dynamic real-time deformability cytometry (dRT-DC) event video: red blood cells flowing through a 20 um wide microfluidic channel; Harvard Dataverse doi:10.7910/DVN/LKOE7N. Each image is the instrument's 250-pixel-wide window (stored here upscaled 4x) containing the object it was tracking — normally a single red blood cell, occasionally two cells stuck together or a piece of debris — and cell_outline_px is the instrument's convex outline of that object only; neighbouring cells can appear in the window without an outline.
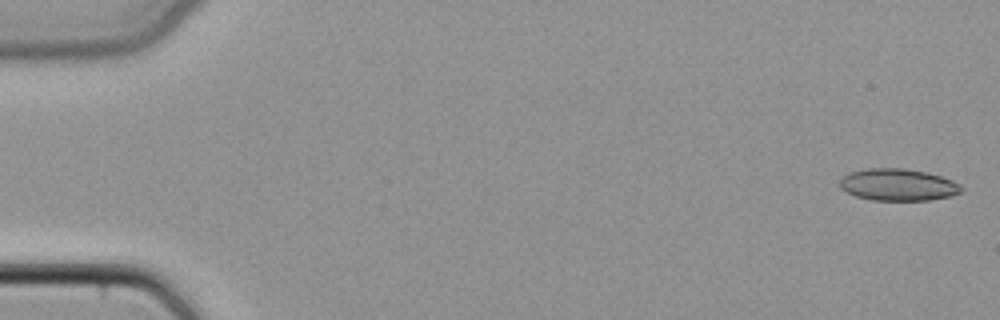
{"species": "common noctule bat (a hibernating species)", "species_latin": "Nyctalus noctula", "temperature_condition": "cold", "stored_images_in_passage": 16, "camera_frame_rate_fps": 3000, "um_per_image_px": 0.085, "animal": {"sex": "female", "body_mass_g": 22.7, "forearm_length_mm": 54.2}, "frame": {"image": 1, "passage_image": 1, "time_ms": 0.0, "image_size_px": [1000, 320], "cell_outline_px": [[964, 188], [960, 192], [952, 196], [928, 200], [872, 200], [856, 196], [840, 188], [840, 180], [848, 172], [864, 168], [904, 168], [928, 172], [952, 180], [960, 184]], "centroid_in_image_um": [76.34, 15.69], "position_along_channel_um": 8.7, "area_um2": 22.77}}
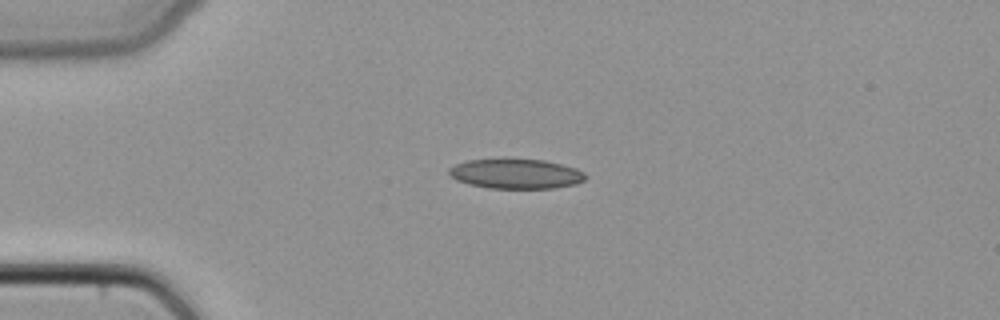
{"frame": {"image": 2, "passage_image": 12, "time_ms": 3.667, "image_size_px": [1000, 320], "cell_outline_px": [[588, 176], [584, 180], [576, 184], [556, 188], [488, 188], [468, 184], [456, 180], [448, 172], [448, 168], [456, 164], [468, 160], [504, 156], [512, 156], [544, 160], [576, 168], [584, 172]], "centroid_in_image_um": [43.84, 14.72], "position_along_channel_um": 41.2, "area_um2": 24.68}}